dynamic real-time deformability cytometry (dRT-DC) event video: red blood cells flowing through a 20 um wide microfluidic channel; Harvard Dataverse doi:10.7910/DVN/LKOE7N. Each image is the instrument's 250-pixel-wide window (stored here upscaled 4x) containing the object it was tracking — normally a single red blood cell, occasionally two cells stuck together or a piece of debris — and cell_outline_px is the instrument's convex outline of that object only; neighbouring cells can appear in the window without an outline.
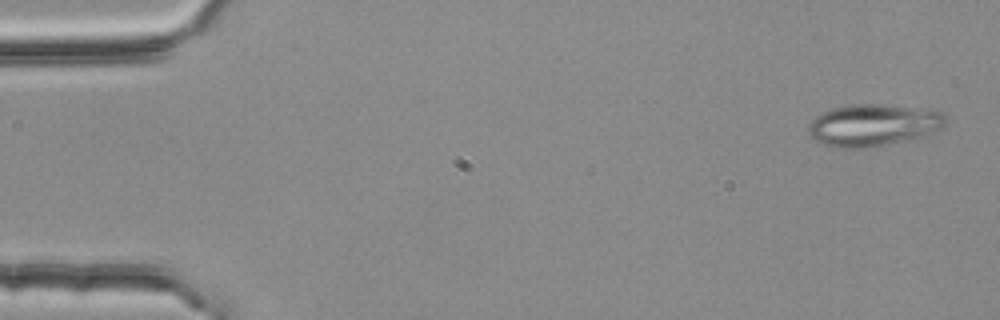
{"species": "common noctule bat (a hibernating species)", "species_latin": "Nyctalus noctula", "temperature_condition": "room temperature", "stored_images_in_passage": 3, "camera_frame_rate_fps": 3000, "um_per_image_px": 0.085, "animal": {"sex": "female", "body_mass_g": 25.1}, "frame": {"image": 1, "passage_image": 1, "time_ms": 0.0, "image_size_px": [1000, 320], "cell_outline_px": [[948, 120], [940, 128], [924, 136], [864, 148], [836, 148], [824, 144], [816, 140], [808, 132], [808, 124], [820, 112], [832, 108], [848, 104], [884, 104], [940, 112]], "centroid_in_image_um": [74.15, 10.63], "position_along_channel_um": 10.8, "area_um2": 33.18}}